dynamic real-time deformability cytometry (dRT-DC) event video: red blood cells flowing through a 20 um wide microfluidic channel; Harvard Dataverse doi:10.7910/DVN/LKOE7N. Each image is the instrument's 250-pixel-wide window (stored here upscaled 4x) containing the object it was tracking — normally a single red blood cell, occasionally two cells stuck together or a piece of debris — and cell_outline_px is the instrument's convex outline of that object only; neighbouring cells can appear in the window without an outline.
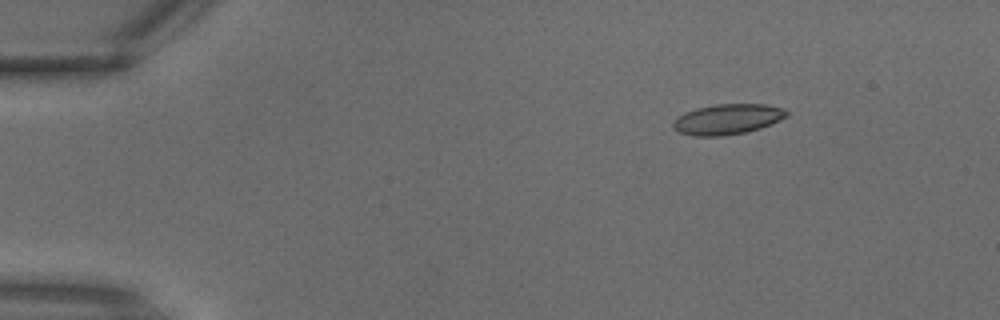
{"species": "common noctule bat (a hibernating species)", "species_latin": "Nyctalus noctula", "temperature_condition": "warm", "stored_images_in_passage": 3, "camera_frame_rate_fps": 3000, "um_per_image_px": 0.085, "animal": {"sex": "male", "body_mass_g": 18.8}, "frame": {"image": 1, "passage_image": 2, "time_ms": 0.333, "image_size_px": [1000, 320], "cell_outline_px": [[788, 116], [780, 120], [760, 128], [748, 132], [724, 136], [692, 136], [680, 132], [672, 128], [672, 124], [676, 116], [684, 112], [696, 108], [716, 104], [764, 104], [780, 108], [788, 112]], "centroid_in_image_um": [61.79, 10.14], "position_along_channel_um": 23.2, "area_um2": 20.23}}